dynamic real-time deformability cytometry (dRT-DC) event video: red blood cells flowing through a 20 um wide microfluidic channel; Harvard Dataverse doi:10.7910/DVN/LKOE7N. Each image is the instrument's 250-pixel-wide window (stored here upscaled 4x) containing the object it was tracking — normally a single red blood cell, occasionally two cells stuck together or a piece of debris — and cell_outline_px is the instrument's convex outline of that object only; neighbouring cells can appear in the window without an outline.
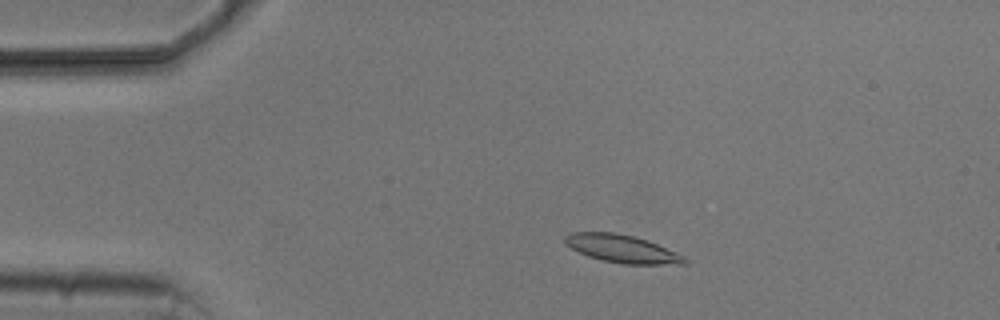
{"species": "common noctule bat (a hibernating species)", "species_latin": "Nyctalus noctula", "temperature_condition": "cold", "stored_images_in_passage": 5, "camera_frame_rate_fps": 3000, "um_per_image_px": 0.085, "animal": {"sex": "male", "body_mass_g": 20.5, "forearm_length_mm": 52.5}, "frame": {"image": 1, "passage_image": 3, "time_ms": 2.333, "image_size_px": [1000, 320], "cell_outline_px": [[688, 264], [624, 264], [604, 260], [588, 256], [564, 244], [564, 236], [572, 232], [616, 232], [648, 240], [684, 256], [688, 260]], "centroid_in_image_um": [52.87, 21.14], "position_along_channel_um": 32.1, "area_um2": 19.31}}
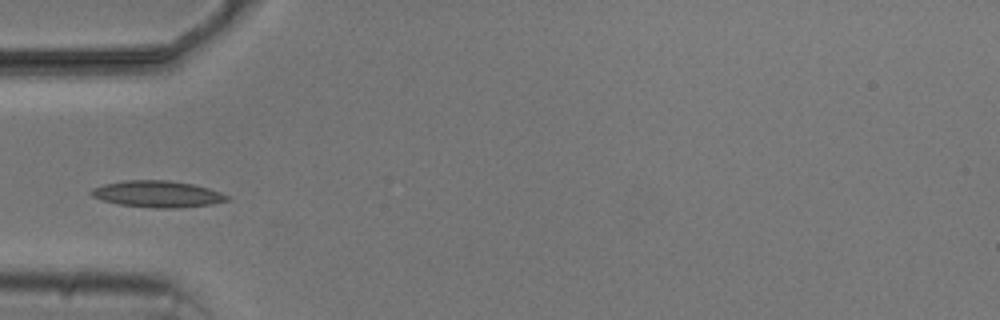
{"frame": {"image": 2, "passage_image": 5, "time_ms": 4.667, "image_size_px": [1000, 320], "cell_outline_px": [[232, 200], [212, 204], [176, 208], [152, 208], [120, 204], [104, 200], [92, 196], [88, 192], [92, 188], [104, 184], [124, 180], [168, 180], [192, 184], [208, 188], [232, 196]], "centroid_in_image_um": [13.43, 16.49], "position_along_channel_um": 71.6, "area_um2": 21.1}}